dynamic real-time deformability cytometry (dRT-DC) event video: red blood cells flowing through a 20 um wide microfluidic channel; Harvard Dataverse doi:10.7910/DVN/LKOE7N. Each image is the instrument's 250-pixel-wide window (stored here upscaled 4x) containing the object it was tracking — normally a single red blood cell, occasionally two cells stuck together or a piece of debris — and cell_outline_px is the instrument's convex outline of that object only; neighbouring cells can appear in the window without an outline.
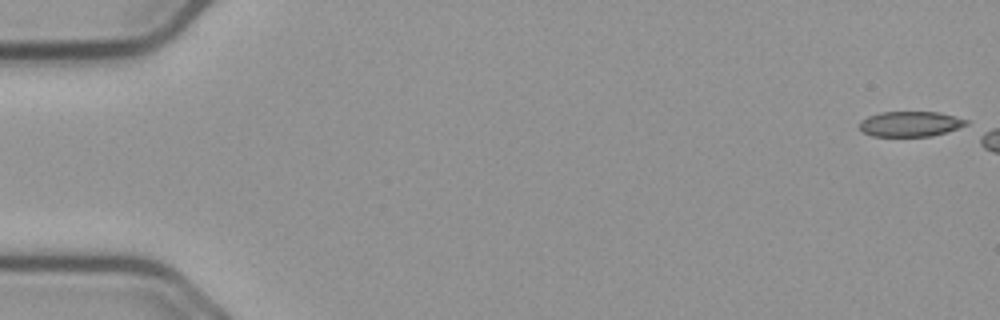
{"species": "common noctule bat (a hibernating species)", "species_latin": "Nyctalus noctula", "temperature_condition": "cold", "stored_images_in_passage": 6, "camera_frame_rate_fps": 3000, "um_per_image_px": 0.085, "animal": {"sex": "male", "body_mass_g": 23.1, "forearm_length_mm": 52.7}, "frame": {"image": 1, "passage_image": 1, "time_ms": 0.0, "image_size_px": [1000, 320], "cell_outline_px": [[968, 124], [932, 136], [872, 136], [864, 132], [860, 128], [860, 120], [868, 116], [880, 112], [936, 112], [968, 120]], "centroid_in_image_um": [77.32, 10.53], "position_along_channel_um": 7.7, "area_um2": 15.43}}